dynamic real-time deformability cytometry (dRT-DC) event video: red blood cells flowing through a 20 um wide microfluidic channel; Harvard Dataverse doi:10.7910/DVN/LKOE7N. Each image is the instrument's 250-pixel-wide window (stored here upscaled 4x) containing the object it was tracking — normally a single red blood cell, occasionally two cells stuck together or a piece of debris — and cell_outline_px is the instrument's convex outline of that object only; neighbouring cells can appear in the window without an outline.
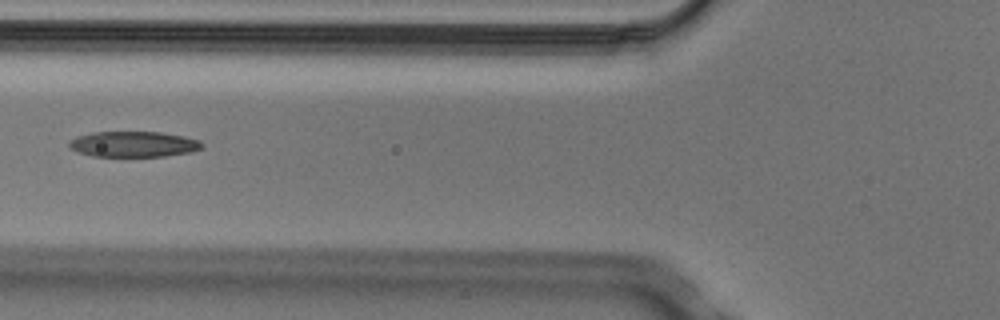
{"species": "Egyptian fruit bat (a non-hibernating species)", "species_latin": "Rousettus aegyptiacus", "temperature_condition": "cold", "stored_images_in_passage": 4, "camera_frame_rate_fps": 3000, "um_per_image_px": 0.085, "animal": {"sex": "male"}, "frame": {"image": 1, "passage_image": 3, "time_ms": 0.667, "image_size_px": [1000, 320], "cell_outline_px": [[204, 148], [192, 152], [164, 156], [92, 156], [80, 152], [72, 148], [68, 144], [68, 140], [76, 136], [92, 132], [160, 132], [184, 136], [200, 140], [204, 144]], "centroid_in_image_um": [11.39, 12.25], "position_along_channel_um": 114.4, "area_um2": 19.94}}
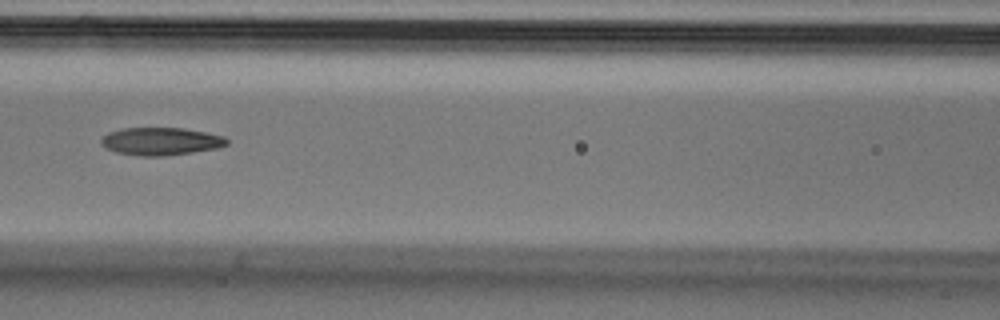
{"frame": {"image": 2, "passage_image": 4, "time_ms": 1.0, "image_size_px": [1000, 320], "cell_outline_px": [[228, 144], [216, 148], [192, 152], [164, 156], [140, 156], [116, 152], [100, 144], [100, 140], [108, 132], [120, 128], [184, 128], [224, 136], [228, 140]], "centroid_in_image_um": [13.65, 12.01], "position_along_channel_um": 153.0, "area_um2": 20.23}}